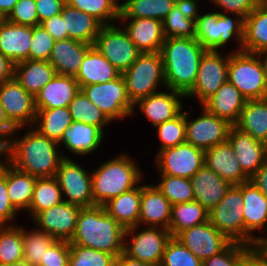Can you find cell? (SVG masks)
Here are the masks:
<instances>
[{
    "mask_svg": "<svg viewBox=\"0 0 267 266\" xmlns=\"http://www.w3.org/2000/svg\"><path fill=\"white\" fill-rule=\"evenodd\" d=\"M245 266H267V250L259 243L247 245Z\"/></svg>",
    "mask_w": 267,
    "mask_h": 266,
    "instance_id": "obj_59",
    "label": "cell"
},
{
    "mask_svg": "<svg viewBox=\"0 0 267 266\" xmlns=\"http://www.w3.org/2000/svg\"><path fill=\"white\" fill-rule=\"evenodd\" d=\"M138 167L127 154H122L91 172L93 206H104L110 199L137 187L143 176Z\"/></svg>",
    "mask_w": 267,
    "mask_h": 266,
    "instance_id": "obj_4",
    "label": "cell"
},
{
    "mask_svg": "<svg viewBox=\"0 0 267 266\" xmlns=\"http://www.w3.org/2000/svg\"><path fill=\"white\" fill-rule=\"evenodd\" d=\"M260 54L233 52L229 54L227 80L247 99L267 98V81L263 59Z\"/></svg>",
    "mask_w": 267,
    "mask_h": 266,
    "instance_id": "obj_5",
    "label": "cell"
},
{
    "mask_svg": "<svg viewBox=\"0 0 267 266\" xmlns=\"http://www.w3.org/2000/svg\"><path fill=\"white\" fill-rule=\"evenodd\" d=\"M4 266H33L32 264L28 263L27 261H19V262H15L13 264L10 265H4Z\"/></svg>",
    "mask_w": 267,
    "mask_h": 266,
    "instance_id": "obj_66",
    "label": "cell"
},
{
    "mask_svg": "<svg viewBox=\"0 0 267 266\" xmlns=\"http://www.w3.org/2000/svg\"><path fill=\"white\" fill-rule=\"evenodd\" d=\"M175 238L202 262L222 252L231 243L209 220L181 231Z\"/></svg>",
    "mask_w": 267,
    "mask_h": 266,
    "instance_id": "obj_17",
    "label": "cell"
},
{
    "mask_svg": "<svg viewBox=\"0 0 267 266\" xmlns=\"http://www.w3.org/2000/svg\"><path fill=\"white\" fill-rule=\"evenodd\" d=\"M205 165L231 185H240L250 179L242 171L229 141L206 150Z\"/></svg>",
    "mask_w": 267,
    "mask_h": 266,
    "instance_id": "obj_22",
    "label": "cell"
},
{
    "mask_svg": "<svg viewBox=\"0 0 267 266\" xmlns=\"http://www.w3.org/2000/svg\"><path fill=\"white\" fill-rule=\"evenodd\" d=\"M227 15L221 12H207L198 17L195 38L206 50H218L235 36L240 46L237 52L242 51L244 19L237 14L235 20Z\"/></svg>",
    "mask_w": 267,
    "mask_h": 266,
    "instance_id": "obj_7",
    "label": "cell"
},
{
    "mask_svg": "<svg viewBox=\"0 0 267 266\" xmlns=\"http://www.w3.org/2000/svg\"><path fill=\"white\" fill-rule=\"evenodd\" d=\"M116 257L110 253L80 245H70L68 266H114Z\"/></svg>",
    "mask_w": 267,
    "mask_h": 266,
    "instance_id": "obj_48",
    "label": "cell"
},
{
    "mask_svg": "<svg viewBox=\"0 0 267 266\" xmlns=\"http://www.w3.org/2000/svg\"><path fill=\"white\" fill-rule=\"evenodd\" d=\"M5 20H6V16L0 10V23L4 22Z\"/></svg>",
    "mask_w": 267,
    "mask_h": 266,
    "instance_id": "obj_70",
    "label": "cell"
},
{
    "mask_svg": "<svg viewBox=\"0 0 267 266\" xmlns=\"http://www.w3.org/2000/svg\"><path fill=\"white\" fill-rule=\"evenodd\" d=\"M31 39V26L0 23V52L14 64L29 59Z\"/></svg>",
    "mask_w": 267,
    "mask_h": 266,
    "instance_id": "obj_29",
    "label": "cell"
},
{
    "mask_svg": "<svg viewBox=\"0 0 267 266\" xmlns=\"http://www.w3.org/2000/svg\"><path fill=\"white\" fill-rule=\"evenodd\" d=\"M228 65L229 55L223 57L218 50H206L201 57L194 86L185 98L196 97L203 104L227 81Z\"/></svg>",
    "mask_w": 267,
    "mask_h": 266,
    "instance_id": "obj_12",
    "label": "cell"
},
{
    "mask_svg": "<svg viewBox=\"0 0 267 266\" xmlns=\"http://www.w3.org/2000/svg\"><path fill=\"white\" fill-rule=\"evenodd\" d=\"M265 151H266V157H267V139L264 141Z\"/></svg>",
    "mask_w": 267,
    "mask_h": 266,
    "instance_id": "obj_72",
    "label": "cell"
},
{
    "mask_svg": "<svg viewBox=\"0 0 267 266\" xmlns=\"http://www.w3.org/2000/svg\"><path fill=\"white\" fill-rule=\"evenodd\" d=\"M63 201L62 190L56 176L38 177L27 212L33 218L42 210L58 205Z\"/></svg>",
    "mask_w": 267,
    "mask_h": 266,
    "instance_id": "obj_41",
    "label": "cell"
},
{
    "mask_svg": "<svg viewBox=\"0 0 267 266\" xmlns=\"http://www.w3.org/2000/svg\"><path fill=\"white\" fill-rule=\"evenodd\" d=\"M81 206L65 201L42 210L33 219L40 226V231L51 235L56 240L70 241L76 229Z\"/></svg>",
    "mask_w": 267,
    "mask_h": 266,
    "instance_id": "obj_18",
    "label": "cell"
},
{
    "mask_svg": "<svg viewBox=\"0 0 267 266\" xmlns=\"http://www.w3.org/2000/svg\"><path fill=\"white\" fill-rule=\"evenodd\" d=\"M171 203L155 185H141L140 215L138 226L168 229L171 218Z\"/></svg>",
    "mask_w": 267,
    "mask_h": 266,
    "instance_id": "obj_23",
    "label": "cell"
},
{
    "mask_svg": "<svg viewBox=\"0 0 267 266\" xmlns=\"http://www.w3.org/2000/svg\"><path fill=\"white\" fill-rule=\"evenodd\" d=\"M190 181L193 187L194 200L208 211L221 201L232 186L206 165H203Z\"/></svg>",
    "mask_w": 267,
    "mask_h": 266,
    "instance_id": "obj_26",
    "label": "cell"
},
{
    "mask_svg": "<svg viewBox=\"0 0 267 266\" xmlns=\"http://www.w3.org/2000/svg\"><path fill=\"white\" fill-rule=\"evenodd\" d=\"M18 0H0V10L7 17Z\"/></svg>",
    "mask_w": 267,
    "mask_h": 266,
    "instance_id": "obj_65",
    "label": "cell"
},
{
    "mask_svg": "<svg viewBox=\"0 0 267 266\" xmlns=\"http://www.w3.org/2000/svg\"><path fill=\"white\" fill-rule=\"evenodd\" d=\"M117 70L94 46L85 54L75 79L80 88L92 84H102L118 78Z\"/></svg>",
    "mask_w": 267,
    "mask_h": 266,
    "instance_id": "obj_30",
    "label": "cell"
},
{
    "mask_svg": "<svg viewBox=\"0 0 267 266\" xmlns=\"http://www.w3.org/2000/svg\"><path fill=\"white\" fill-rule=\"evenodd\" d=\"M259 244L265 249L267 250V236L265 237H262L261 236L259 237Z\"/></svg>",
    "mask_w": 267,
    "mask_h": 266,
    "instance_id": "obj_68",
    "label": "cell"
},
{
    "mask_svg": "<svg viewBox=\"0 0 267 266\" xmlns=\"http://www.w3.org/2000/svg\"><path fill=\"white\" fill-rule=\"evenodd\" d=\"M72 122L68 107L37 109L34 126L32 127L41 135L59 143L63 137L64 131Z\"/></svg>",
    "mask_w": 267,
    "mask_h": 266,
    "instance_id": "obj_38",
    "label": "cell"
},
{
    "mask_svg": "<svg viewBox=\"0 0 267 266\" xmlns=\"http://www.w3.org/2000/svg\"><path fill=\"white\" fill-rule=\"evenodd\" d=\"M93 46L121 73L142 53L124 28L115 24L102 26Z\"/></svg>",
    "mask_w": 267,
    "mask_h": 266,
    "instance_id": "obj_11",
    "label": "cell"
},
{
    "mask_svg": "<svg viewBox=\"0 0 267 266\" xmlns=\"http://www.w3.org/2000/svg\"><path fill=\"white\" fill-rule=\"evenodd\" d=\"M40 25L54 38L55 41L68 38V32L65 30L61 14L43 21Z\"/></svg>",
    "mask_w": 267,
    "mask_h": 266,
    "instance_id": "obj_58",
    "label": "cell"
},
{
    "mask_svg": "<svg viewBox=\"0 0 267 266\" xmlns=\"http://www.w3.org/2000/svg\"><path fill=\"white\" fill-rule=\"evenodd\" d=\"M54 43V38L41 25L32 27L29 59L48 61Z\"/></svg>",
    "mask_w": 267,
    "mask_h": 266,
    "instance_id": "obj_52",
    "label": "cell"
},
{
    "mask_svg": "<svg viewBox=\"0 0 267 266\" xmlns=\"http://www.w3.org/2000/svg\"><path fill=\"white\" fill-rule=\"evenodd\" d=\"M261 4L267 8V0H261Z\"/></svg>",
    "mask_w": 267,
    "mask_h": 266,
    "instance_id": "obj_71",
    "label": "cell"
},
{
    "mask_svg": "<svg viewBox=\"0 0 267 266\" xmlns=\"http://www.w3.org/2000/svg\"><path fill=\"white\" fill-rule=\"evenodd\" d=\"M165 89L169 93L156 92L134 103V110L138 105L140 111L152 122L153 126L177 117L183 109L179 97L184 98L185 95L169 88Z\"/></svg>",
    "mask_w": 267,
    "mask_h": 266,
    "instance_id": "obj_21",
    "label": "cell"
},
{
    "mask_svg": "<svg viewBox=\"0 0 267 266\" xmlns=\"http://www.w3.org/2000/svg\"><path fill=\"white\" fill-rule=\"evenodd\" d=\"M55 75L54 67L46 60L26 59L14 64L13 77L34 97Z\"/></svg>",
    "mask_w": 267,
    "mask_h": 266,
    "instance_id": "obj_31",
    "label": "cell"
},
{
    "mask_svg": "<svg viewBox=\"0 0 267 266\" xmlns=\"http://www.w3.org/2000/svg\"><path fill=\"white\" fill-rule=\"evenodd\" d=\"M2 155H5V143L2 141V140H0V167H1V164H2V162H1V156Z\"/></svg>",
    "mask_w": 267,
    "mask_h": 266,
    "instance_id": "obj_67",
    "label": "cell"
},
{
    "mask_svg": "<svg viewBox=\"0 0 267 266\" xmlns=\"http://www.w3.org/2000/svg\"><path fill=\"white\" fill-rule=\"evenodd\" d=\"M213 3L223 10L225 9V13L237 14L245 19L261 4V0H214Z\"/></svg>",
    "mask_w": 267,
    "mask_h": 266,
    "instance_id": "obj_56",
    "label": "cell"
},
{
    "mask_svg": "<svg viewBox=\"0 0 267 266\" xmlns=\"http://www.w3.org/2000/svg\"><path fill=\"white\" fill-rule=\"evenodd\" d=\"M205 51L196 38H166L160 51L166 88L186 95L194 86Z\"/></svg>",
    "mask_w": 267,
    "mask_h": 266,
    "instance_id": "obj_3",
    "label": "cell"
},
{
    "mask_svg": "<svg viewBox=\"0 0 267 266\" xmlns=\"http://www.w3.org/2000/svg\"><path fill=\"white\" fill-rule=\"evenodd\" d=\"M114 266H152L148 263L141 262L136 259H132L124 252L116 257Z\"/></svg>",
    "mask_w": 267,
    "mask_h": 266,
    "instance_id": "obj_64",
    "label": "cell"
},
{
    "mask_svg": "<svg viewBox=\"0 0 267 266\" xmlns=\"http://www.w3.org/2000/svg\"><path fill=\"white\" fill-rule=\"evenodd\" d=\"M208 221V210L197 201L174 204L171 207L169 232L176 237L181 231Z\"/></svg>",
    "mask_w": 267,
    "mask_h": 266,
    "instance_id": "obj_39",
    "label": "cell"
},
{
    "mask_svg": "<svg viewBox=\"0 0 267 266\" xmlns=\"http://www.w3.org/2000/svg\"><path fill=\"white\" fill-rule=\"evenodd\" d=\"M18 128H15L8 118L5 115L4 108L2 104L0 103V140H2L4 143L11 138L10 135H14L15 132H18Z\"/></svg>",
    "mask_w": 267,
    "mask_h": 266,
    "instance_id": "obj_60",
    "label": "cell"
},
{
    "mask_svg": "<svg viewBox=\"0 0 267 266\" xmlns=\"http://www.w3.org/2000/svg\"><path fill=\"white\" fill-rule=\"evenodd\" d=\"M247 245L231 242L222 252L203 261L202 266H245Z\"/></svg>",
    "mask_w": 267,
    "mask_h": 266,
    "instance_id": "obj_51",
    "label": "cell"
},
{
    "mask_svg": "<svg viewBox=\"0 0 267 266\" xmlns=\"http://www.w3.org/2000/svg\"><path fill=\"white\" fill-rule=\"evenodd\" d=\"M249 180L252 181L267 198V160Z\"/></svg>",
    "mask_w": 267,
    "mask_h": 266,
    "instance_id": "obj_62",
    "label": "cell"
},
{
    "mask_svg": "<svg viewBox=\"0 0 267 266\" xmlns=\"http://www.w3.org/2000/svg\"><path fill=\"white\" fill-rule=\"evenodd\" d=\"M0 103L10 123L19 130L34 124L37 109L35 97L29 94L13 77L0 85Z\"/></svg>",
    "mask_w": 267,
    "mask_h": 266,
    "instance_id": "obj_15",
    "label": "cell"
},
{
    "mask_svg": "<svg viewBox=\"0 0 267 266\" xmlns=\"http://www.w3.org/2000/svg\"><path fill=\"white\" fill-rule=\"evenodd\" d=\"M61 15L65 30L68 32V38L94 45L95 39L103 26L98 20L69 6L67 3L63 6Z\"/></svg>",
    "mask_w": 267,
    "mask_h": 266,
    "instance_id": "obj_33",
    "label": "cell"
},
{
    "mask_svg": "<svg viewBox=\"0 0 267 266\" xmlns=\"http://www.w3.org/2000/svg\"><path fill=\"white\" fill-rule=\"evenodd\" d=\"M228 141L233 147L242 171L251 178L267 160L264 142L254 139L235 126L230 128Z\"/></svg>",
    "mask_w": 267,
    "mask_h": 266,
    "instance_id": "obj_20",
    "label": "cell"
},
{
    "mask_svg": "<svg viewBox=\"0 0 267 266\" xmlns=\"http://www.w3.org/2000/svg\"><path fill=\"white\" fill-rule=\"evenodd\" d=\"M138 226L125 229L124 253L132 259L148 263L152 266H160L168 241L172 235L168 229L161 227H146L136 232ZM137 233L136 235H133ZM133 236L130 242L126 237ZM129 243V244H128Z\"/></svg>",
    "mask_w": 267,
    "mask_h": 266,
    "instance_id": "obj_10",
    "label": "cell"
},
{
    "mask_svg": "<svg viewBox=\"0 0 267 266\" xmlns=\"http://www.w3.org/2000/svg\"><path fill=\"white\" fill-rule=\"evenodd\" d=\"M23 247L24 241L21 226H0V266L22 261Z\"/></svg>",
    "mask_w": 267,
    "mask_h": 266,
    "instance_id": "obj_42",
    "label": "cell"
},
{
    "mask_svg": "<svg viewBox=\"0 0 267 266\" xmlns=\"http://www.w3.org/2000/svg\"><path fill=\"white\" fill-rule=\"evenodd\" d=\"M22 237L24 241L23 260L39 266L41 259H44L46 250L56 241L51 235L40 231L38 228L32 231H25L22 226Z\"/></svg>",
    "mask_w": 267,
    "mask_h": 266,
    "instance_id": "obj_45",
    "label": "cell"
},
{
    "mask_svg": "<svg viewBox=\"0 0 267 266\" xmlns=\"http://www.w3.org/2000/svg\"><path fill=\"white\" fill-rule=\"evenodd\" d=\"M155 127L161 140L159 151L186 142V112L182 111L177 117Z\"/></svg>",
    "mask_w": 267,
    "mask_h": 266,
    "instance_id": "obj_47",
    "label": "cell"
},
{
    "mask_svg": "<svg viewBox=\"0 0 267 266\" xmlns=\"http://www.w3.org/2000/svg\"><path fill=\"white\" fill-rule=\"evenodd\" d=\"M104 131L99 127L73 121L64 131L59 145L63 143L70 153L76 155H87L98 149L103 142Z\"/></svg>",
    "mask_w": 267,
    "mask_h": 266,
    "instance_id": "obj_32",
    "label": "cell"
},
{
    "mask_svg": "<svg viewBox=\"0 0 267 266\" xmlns=\"http://www.w3.org/2000/svg\"><path fill=\"white\" fill-rule=\"evenodd\" d=\"M92 46L70 38L55 41L48 62L54 67L56 74L75 77L86 52Z\"/></svg>",
    "mask_w": 267,
    "mask_h": 266,
    "instance_id": "obj_28",
    "label": "cell"
},
{
    "mask_svg": "<svg viewBox=\"0 0 267 266\" xmlns=\"http://www.w3.org/2000/svg\"><path fill=\"white\" fill-rule=\"evenodd\" d=\"M81 91L94 103L110 121L132 116L131 102L122 74L109 82L82 86Z\"/></svg>",
    "mask_w": 267,
    "mask_h": 266,
    "instance_id": "obj_8",
    "label": "cell"
},
{
    "mask_svg": "<svg viewBox=\"0 0 267 266\" xmlns=\"http://www.w3.org/2000/svg\"><path fill=\"white\" fill-rule=\"evenodd\" d=\"M141 186L110 199L104 208L124 229L138 226Z\"/></svg>",
    "mask_w": 267,
    "mask_h": 266,
    "instance_id": "obj_34",
    "label": "cell"
},
{
    "mask_svg": "<svg viewBox=\"0 0 267 266\" xmlns=\"http://www.w3.org/2000/svg\"><path fill=\"white\" fill-rule=\"evenodd\" d=\"M127 93L134 104L156 93L158 86L165 85L163 60L160 52L141 53L133 64L122 73Z\"/></svg>",
    "mask_w": 267,
    "mask_h": 266,
    "instance_id": "obj_6",
    "label": "cell"
},
{
    "mask_svg": "<svg viewBox=\"0 0 267 266\" xmlns=\"http://www.w3.org/2000/svg\"><path fill=\"white\" fill-rule=\"evenodd\" d=\"M155 162L160 175L191 179L205 165V151L185 142L159 151Z\"/></svg>",
    "mask_w": 267,
    "mask_h": 266,
    "instance_id": "obj_13",
    "label": "cell"
},
{
    "mask_svg": "<svg viewBox=\"0 0 267 266\" xmlns=\"http://www.w3.org/2000/svg\"><path fill=\"white\" fill-rule=\"evenodd\" d=\"M176 0H126L120 4L119 18H152L163 21Z\"/></svg>",
    "mask_w": 267,
    "mask_h": 266,
    "instance_id": "obj_40",
    "label": "cell"
},
{
    "mask_svg": "<svg viewBox=\"0 0 267 266\" xmlns=\"http://www.w3.org/2000/svg\"><path fill=\"white\" fill-rule=\"evenodd\" d=\"M70 255L69 241L56 240L47 250L39 266H68Z\"/></svg>",
    "mask_w": 267,
    "mask_h": 266,
    "instance_id": "obj_54",
    "label": "cell"
},
{
    "mask_svg": "<svg viewBox=\"0 0 267 266\" xmlns=\"http://www.w3.org/2000/svg\"><path fill=\"white\" fill-rule=\"evenodd\" d=\"M56 178L67 203L83 207L93 206L92 176L70 158H64L57 170Z\"/></svg>",
    "mask_w": 267,
    "mask_h": 266,
    "instance_id": "obj_14",
    "label": "cell"
},
{
    "mask_svg": "<svg viewBox=\"0 0 267 266\" xmlns=\"http://www.w3.org/2000/svg\"><path fill=\"white\" fill-rule=\"evenodd\" d=\"M80 90L75 77L56 74L35 96L36 109L68 107Z\"/></svg>",
    "mask_w": 267,
    "mask_h": 266,
    "instance_id": "obj_25",
    "label": "cell"
},
{
    "mask_svg": "<svg viewBox=\"0 0 267 266\" xmlns=\"http://www.w3.org/2000/svg\"><path fill=\"white\" fill-rule=\"evenodd\" d=\"M163 31L165 38H195L196 21L185 17L175 5L163 20Z\"/></svg>",
    "mask_w": 267,
    "mask_h": 266,
    "instance_id": "obj_49",
    "label": "cell"
},
{
    "mask_svg": "<svg viewBox=\"0 0 267 266\" xmlns=\"http://www.w3.org/2000/svg\"><path fill=\"white\" fill-rule=\"evenodd\" d=\"M242 184L232 185L221 201L208 211V220L231 242L244 244Z\"/></svg>",
    "mask_w": 267,
    "mask_h": 266,
    "instance_id": "obj_9",
    "label": "cell"
},
{
    "mask_svg": "<svg viewBox=\"0 0 267 266\" xmlns=\"http://www.w3.org/2000/svg\"><path fill=\"white\" fill-rule=\"evenodd\" d=\"M125 229L105 210L104 206L83 207L70 245L104 251L117 257L124 252Z\"/></svg>",
    "mask_w": 267,
    "mask_h": 266,
    "instance_id": "obj_2",
    "label": "cell"
},
{
    "mask_svg": "<svg viewBox=\"0 0 267 266\" xmlns=\"http://www.w3.org/2000/svg\"><path fill=\"white\" fill-rule=\"evenodd\" d=\"M36 179L37 177L16 169L6 161L8 197L17 211L21 209L28 211Z\"/></svg>",
    "mask_w": 267,
    "mask_h": 266,
    "instance_id": "obj_37",
    "label": "cell"
},
{
    "mask_svg": "<svg viewBox=\"0 0 267 266\" xmlns=\"http://www.w3.org/2000/svg\"><path fill=\"white\" fill-rule=\"evenodd\" d=\"M242 51L257 54L267 51V8L262 4L244 19Z\"/></svg>",
    "mask_w": 267,
    "mask_h": 266,
    "instance_id": "obj_35",
    "label": "cell"
},
{
    "mask_svg": "<svg viewBox=\"0 0 267 266\" xmlns=\"http://www.w3.org/2000/svg\"><path fill=\"white\" fill-rule=\"evenodd\" d=\"M124 28L130 40L142 52H160L165 41L163 21L152 18H119L129 20Z\"/></svg>",
    "mask_w": 267,
    "mask_h": 266,
    "instance_id": "obj_24",
    "label": "cell"
},
{
    "mask_svg": "<svg viewBox=\"0 0 267 266\" xmlns=\"http://www.w3.org/2000/svg\"><path fill=\"white\" fill-rule=\"evenodd\" d=\"M203 114L192 120L186 112V142L204 151L228 141L233 126L225 119L209 113L203 107Z\"/></svg>",
    "mask_w": 267,
    "mask_h": 266,
    "instance_id": "obj_16",
    "label": "cell"
},
{
    "mask_svg": "<svg viewBox=\"0 0 267 266\" xmlns=\"http://www.w3.org/2000/svg\"><path fill=\"white\" fill-rule=\"evenodd\" d=\"M234 126L264 142L267 139V98L247 100Z\"/></svg>",
    "mask_w": 267,
    "mask_h": 266,
    "instance_id": "obj_36",
    "label": "cell"
},
{
    "mask_svg": "<svg viewBox=\"0 0 267 266\" xmlns=\"http://www.w3.org/2000/svg\"><path fill=\"white\" fill-rule=\"evenodd\" d=\"M242 197L244 244L248 246L258 244L259 238L253 237L252 234L257 229L267 232V198L250 180L242 183Z\"/></svg>",
    "mask_w": 267,
    "mask_h": 266,
    "instance_id": "obj_19",
    "label": "cell"
},
{
    "mask_svg": "<svg viewBox=\"0 0 267 266\" xmlns=\"http://www.w3.org/2000/svg\"><path fill=\"white\" fill-rule=\"evenodd\" d=\"M203 262L178 239L168 241L160 266H202Z\"/></svg>",
    "mask_w": 267,
    "mask_h": 266,
    "instance_id": "obj_50",
    "label": "cell"
},
{
    "mask_svg": "<svg viewBox=\"0 0 267 266\" xmlns=\"http://www.w3.org/2000/svg\"><path fill=\"white\" fill-rule=\"evenodd\" d=\"M264 66H265V72H266V81H267V51L260 53V58L263 56Z\"/></svg>",
    "mask_w": 267,
    "mask_h": 266,
    "instance_id": "obj_69",
    "label": "cell"
},
{
    "mask_svg": "<svg viewBox=\"0 0 267 266\" xmlns=\"http://www.w3.org/2000/svg\"><path fill=\"white\" fill-rule=\"evenodd\" d=\"M66 3L91 15L103 26L112 25L110 21L119 20L120 17L118 0H66Z\"/></svg>",
    "mask_w": 267,
    "mask_h": 266,
    "instance_id": "obj_43",
    "label": "cell"
},
{
    "mask_svg": "<svg viewBox=\"0 0 267 266\" xmlns=\"http://www.w3.org/2000/svg\"><path fill=\"white\" fill-rule=\"evenodd\" d=\"M6 20L18 25L38 26L39 19L35 0H18Z\"/></svg>",
    "mask_w": 267,
    "mask_h": 266,
    "instance_id": "obj_53",
    "label": "cell"
},
{
    "mask_svg": "<svg viewBox=\"0 0 267 266\" xmlns=\"http://www.w3.org/2000/svg\"><path fill=\"white\" fill-rule=\"evenodd\" d=\"M0 167V226L6 225L7 222L15 219L17 210L13 207L8 197L6 182V161H2Z\"/></svg>",
    "mask_w": 267,
    "mask_h": 266,
    "instance_id": "obj_55",
    "label": "cell"
},
{
    "mask_svg": "<svg viewBox=\"0 0 267 266\" xmlns=\"http://www.w3.org/2000/svg\"><path fill=\"white\" fill-rule=\"evenodd\" d=\"M161 181L156 186L171 205L194 201L190 179L170 175H160Z\"/></svg>",
    "mask_w": 267,
    "mask_h": 266,
    "instance_id": "obj_46",
    "label": "cell"
},
{
    "mask_svg": "<svg viewBox=\"0 0 267 266\" xmlns=\"http://www.w3.org/2000/svg\"><path fill=\"white\" fill-rule=\"evenodd\" d=\"M196 2L195 0H176V6L185 17L197 21L200 15L197 13L198 5Z\"/></svg>",
    "mask_w": 267,
    "mask_h": 266,
    "instance_id": "obj_61",
    "label": "cell"
},
{
    "mask_svg": "<svg viewBox=\"0 0 267 266\" xmlns=\"http://www.w3.org/2000/svg\"><path fill=\"white\" fill-rule=\"evenodd\" d=\"M14 63L0 52V85L13 78Z\"/></svg>",
    "mask_w": 267,
    "mask_h": 266,
    "instance_id": "obj_63",
    "label": "cell"
},
{
    "mask_svg": "<svg viewBox=\"0 0 267 266\" xmlns=\"http://www.w3.org/2000/svg\"><path fill=\"white\" fill-rule=\"evenodd\" d=\"M72 121L83 122L99 127L103 131V127L111 121L107 116L92 103L85 94L80 90L68 105Z\"/></svg>",
    "mask_w": 267,
    "mask_h": 266,
    "instance_id": "obj_44",
    "label": "cell"
},
{
    "mask_svg": "<svg viewBox=\"0 0 267 266\" xmlns=\"http://www.w3.org/2000/svg\"><path fill=\"white\" fill-rule=\"evenodd\" d=\"M247 99L228 80L201 106L209 113L225 119L233 126L237 123Z\"/></svg>",
    "mask_w": 267,
    "mask_h": 266,
    "instance_id": "obj_27",
    "label": "cell"
},
{
    "mask_svg": "<svg viewBox=\"0 0 267 266\" xmlns=\"http://www.w3.org/2000/svg\"><path fill=\"white\" fill-rule=\"evenodd\" d=\"M39 25L56 15L61 14L66 0H35Z\"/></svg>",
    "mask_w": 267,
    "mask_h": 266,
    "instance_id": "obj_57",
    "label": "cell"
},
{
    "mask_svg": "<svg viewBox=\"0 0 267 266\" xmlns=\"http://www.w3.org/2000/svg\"><path fill=\"white\" fill-rule=\"evenodd\" d=\"M58 145L33 128L20 139H8L5 142V161L37 178L56 176L61 161L67 158L58 153Z\"/></svg>",
    "mask_w": 267,
    "mask_h": 266,
    "instance_id": "obj_1",
    "label": "cell"
}]
</instances>
